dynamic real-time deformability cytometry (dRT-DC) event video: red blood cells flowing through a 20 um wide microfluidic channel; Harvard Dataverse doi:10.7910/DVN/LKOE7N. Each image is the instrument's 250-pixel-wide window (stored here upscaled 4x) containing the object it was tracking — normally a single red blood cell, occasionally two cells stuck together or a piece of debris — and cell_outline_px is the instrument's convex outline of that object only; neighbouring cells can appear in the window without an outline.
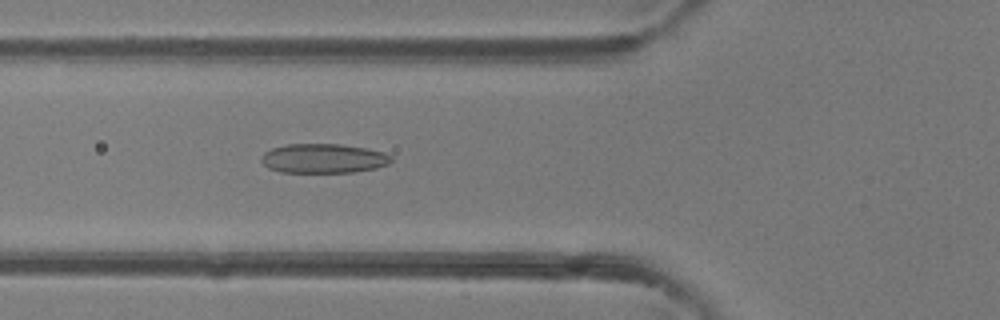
{"species": "common noctule bat (a hibernating species)", "species_latin": "Nyctalus noctula", "temperature_condition": "room temperature", "stored_images_in_passage": 45, "camera_frame_rate_fps": 3000, "um_per_image_px": 0.085, "animal": {"sex": "female"}, "frame": {"image": 1, "passage_image": 14, "time_ms": 4.333, "image_size_px": [1000, 320], "cell_outline_px": [[392, 160], [388, 164], [376, 168], [352, 172], [280, 172], [268, 168], [260, 160], [260, 156], [264, 152], [272, 148], [288, 144], [340, 144], [364, 148], [384, 152], [392, 156]], "centroid_in_image_um": [27.47, 13.46], "position_along_channel_um": 98.3, "area_um2": 22.25}}
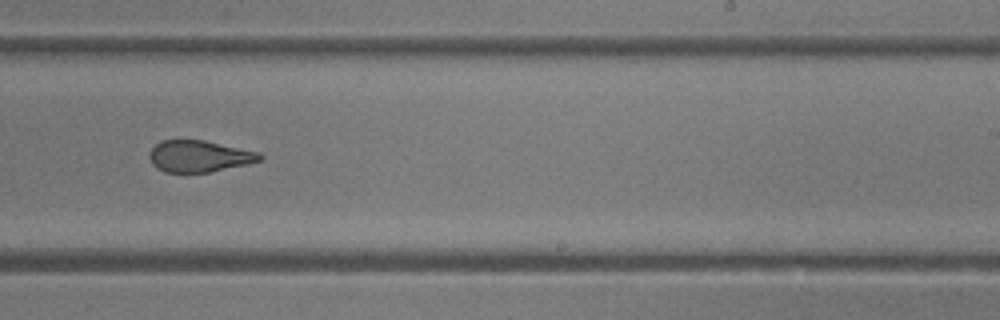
{"frame": {"image": 2, "passage_image": 26, "time_ms": 8.333, "image_size_px": [1000, 320], "cell_outline_px": [[264, 156], [260, 160], [248, 164], [208, 172], [164, 172], [156, 168], [152, 164], [148, 156], [148, 152], [160, 140], [204, 140], [260, 152]], "centroid_in_image_um": [16.91, 13.27], "position_along_channel_um": 272.1, "area_um2": 20.4}}
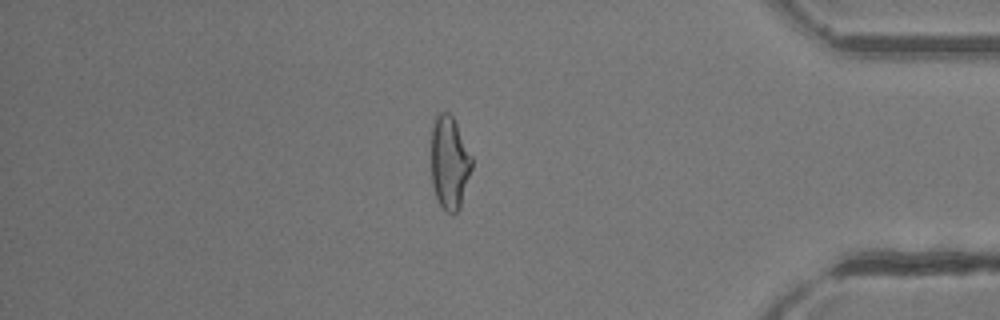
{"frame": {"image": 3, "passage_image": 37, "time_ms": 12.0, "image_size_px": [1000, 320], "cell_outline_px": [[472, 168], [460, 208], [456, 212], [448, 212], [440, 204], [436, 196], [432, 184], [432, 120], [440, 112], [448, 112], [452, 116], [472, 156]], "centroid_in_image_um": [38.21, 13.81], "position_along_channel_um": 397.0, "area_um2": 21.79}}